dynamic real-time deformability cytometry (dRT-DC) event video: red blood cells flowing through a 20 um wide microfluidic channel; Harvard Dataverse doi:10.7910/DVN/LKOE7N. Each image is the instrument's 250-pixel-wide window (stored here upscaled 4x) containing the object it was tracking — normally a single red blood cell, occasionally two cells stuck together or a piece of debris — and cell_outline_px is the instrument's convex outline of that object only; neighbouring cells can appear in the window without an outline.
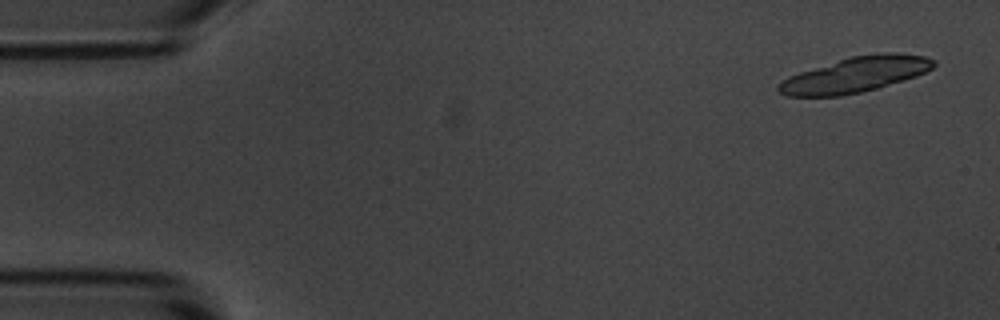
{"species": "common noctule bat (a hibernating species)", "species_latin": "Nyctalus noctula", "temperature_condition": "room temperature", "stored_images_in_passage": 6, "segment_of_instrument_passage": [1, 2], "camera_frame_rate_fps": 3000, "um_per_image_px": 0.085, "animal": {"sex": "male", "body_mass_g": 20.1, "forearm_length_mm": 53.5}, "frame": {"image": 1, "passage_image": 1, "time_ms": 0.0, "image_size_px": [1000, 320], "cell_outline_px": [[936, 64], [932, 68], [916, 76], [876, 88], [860, 92], [840, 96], [788, 96], [780, 92], [776, 88], [788, 76], [800, 72], [852, 56], [884, 52], [896, 52], [924, 56], [936, 60]], "centroid_in_image_um": [72.73, 6.34], "position_along_channel_um": 12.3, "area_um2": 31.5}}